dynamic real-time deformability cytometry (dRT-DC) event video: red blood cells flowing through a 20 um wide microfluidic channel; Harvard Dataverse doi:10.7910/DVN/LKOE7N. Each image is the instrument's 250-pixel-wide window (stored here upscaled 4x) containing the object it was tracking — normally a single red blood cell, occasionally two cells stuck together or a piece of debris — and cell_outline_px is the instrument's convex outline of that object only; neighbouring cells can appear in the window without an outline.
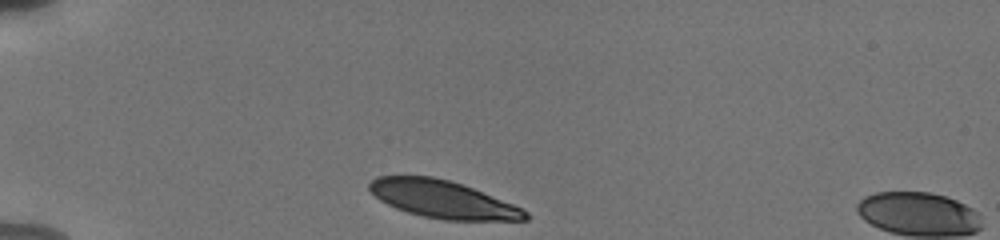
{"species": "human", "species_latin": "Homo sapiens", "temperature_condition": "cold", "stored_images_in_passage": 36, "camera_frame_rate_fps": 3000, "um_per_image_px": 0.085, "donor": {"sex": "male"}, "frame": {"image": 1, "passage_image": 1, "time_ms": 0.0, "image_size_px": [1000, 240], "cell_outline_px": [[528, 220], [444, 220], [424, 216], [408, 212], [396, 208], [380, 200], [368, 188], [368, 184], [376, 176], [432, 176], [448, 180], [472, 188], [512, 204], [528, 212]], "centroid_in_image_um": [37.6, 16.94], "position_along_channel_um": 47.4, "area_um2": 33.58}}
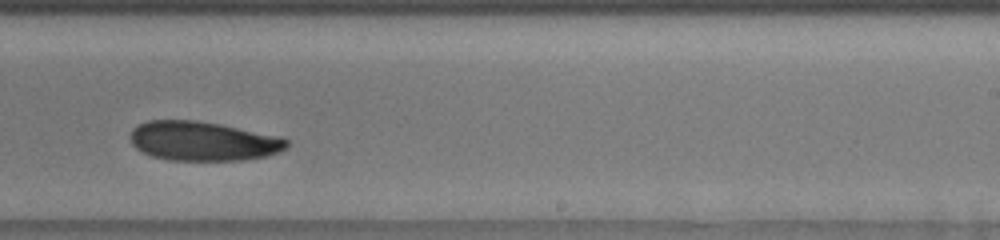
{"frame": {"image": 2, "passage_image": 22, "time_ms": 7.0, "image_size_px": [1000, 240], "cell_outline_px": [[288, 148], [280, 152], [268, 156], [244, 160], [168, 160], [152, 156], [140, 152], [132, 144], [132, 128], [148, 120], [196, 120], [220, 124], [284, 136], [288, 140]], "centroid_in_image_um": [17.32, 11.99], "position_along_channel_um": 271.7, "area_um2": 36.24}}
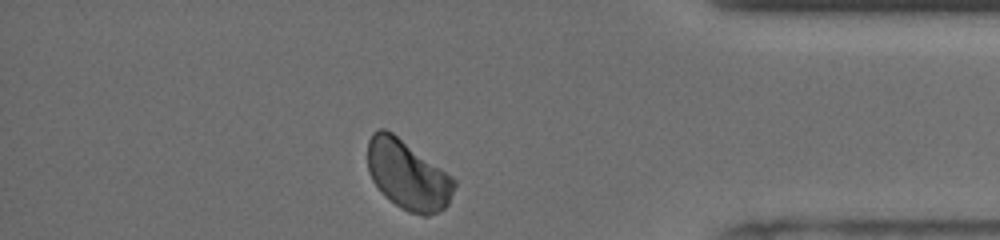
{"frame": {"image": 3, "passage_image": 34, "time_ms": 11.0, "image_size_px": [1000, 240], "cell_outline_px": [[456, 184], [448, 204], [444, 208], [428, 216], [424, 216], [408, 212], [400, 208], [372, 180], [368, 172], [368, 140], [372, 132], [376, 128], [384, 128], [392, 132], [452, 176], [456, 180]], "centroid_in_image_um": [34.66, 14.85], "position_along_channel_um": 400.5, "area_um2": 34.62}, "authors_computed_cell_mechanics": {"area_um2": 36.2406, "velocity_mm_per_s": 3.7423, "shape_relaxation_time_tau1_ms": 4.4431, "shape_relaxation_time_tau2_ms": null, "deformation_change_tau1": 0.0764, "deformation_change_tau2": null}}